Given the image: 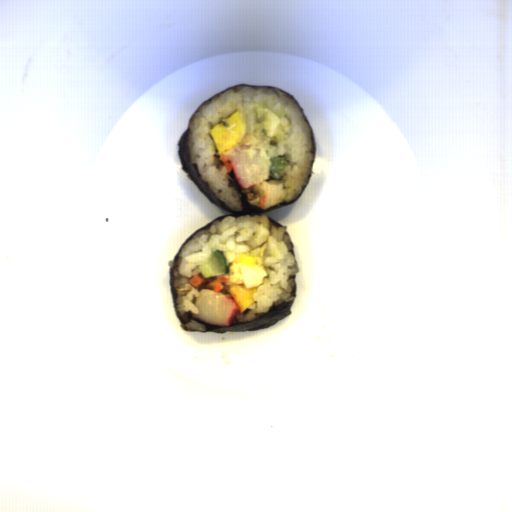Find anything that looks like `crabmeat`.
Instances as JSON below:
<instances>
[{
  "instance_id": "ab03a17e",
  "label": "crabmeat",
  "mask_w": 512,
  "mask_h": 512,
  "mask_svg": "<svg viewBox=\"0 0 512 512\" xmlns=\"http://www.w3.org/2000/svg\"><path fill=\"white\" fill-rule=\"evenodd\" d=\"M194 306L200 309V313L189 311L192 318L206 325L222 327H230L241 310L240 305L232 299L230 294L205 288L200 289V296L196 297Z\"/></svg>"
},
{
  "instance_id": "f7934b28",
  "label": "crabmeat",
  "mask_w": 512,
  "mask_h": 512,
  "mask_svg": "<svg viewBox=\"0 0 512 512\" xmlns=\"http://www.w3.org/2000/svg\"><path fill=\"white\" fill-rule=\"evenodd\" d=\"M234 177L241 189H250L270 179L273 163L265 141L257 135L244 134L240 144L227 151Z\"/></svg>"
}]
</instances>
